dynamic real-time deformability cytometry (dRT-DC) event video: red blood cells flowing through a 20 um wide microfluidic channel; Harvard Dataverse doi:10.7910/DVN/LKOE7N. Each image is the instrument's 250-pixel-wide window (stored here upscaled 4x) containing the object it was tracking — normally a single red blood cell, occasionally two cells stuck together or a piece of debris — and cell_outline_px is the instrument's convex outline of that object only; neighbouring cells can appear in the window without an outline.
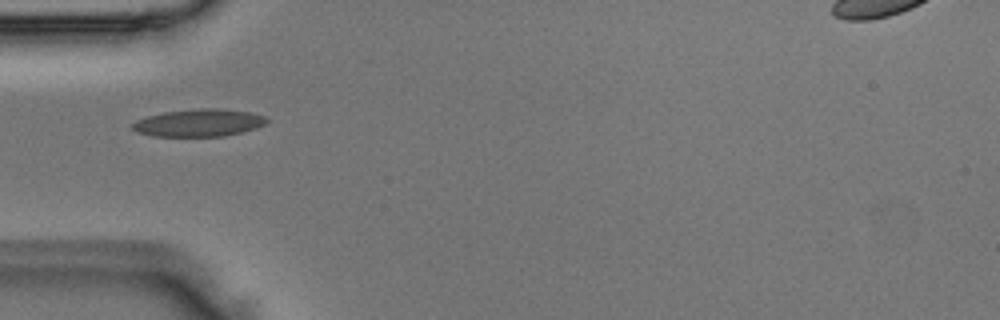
{"species": "Egyptian fruit bat (a non-hibernating species)", "species_latin": "Rousettus aegyptiacus", "temperature_condition": "room temperature", "stored_images_in_passage": 1, "camera_frame_rate_fps": 3000, "um_per_image_px": 0.085, "animal": {"sex": "male"}, "frame": {"image": 1, "passage_image": 1, "time_ms": 0.0, "image_size_px": [1000, 320], "cell_outline_px": [[268, 120], [264, 124], [256, 128], [224, 136], [152, 136], [136, 132], [128, 124], [136, 120], [148, 116], [164, 112], [200, 108], [216, 108], [252, 112], [264, 116]], "centroid_in_image_um": [16.86, 10.44], "position_along_channel_um": 68.1, "area_um2": 21.5}}